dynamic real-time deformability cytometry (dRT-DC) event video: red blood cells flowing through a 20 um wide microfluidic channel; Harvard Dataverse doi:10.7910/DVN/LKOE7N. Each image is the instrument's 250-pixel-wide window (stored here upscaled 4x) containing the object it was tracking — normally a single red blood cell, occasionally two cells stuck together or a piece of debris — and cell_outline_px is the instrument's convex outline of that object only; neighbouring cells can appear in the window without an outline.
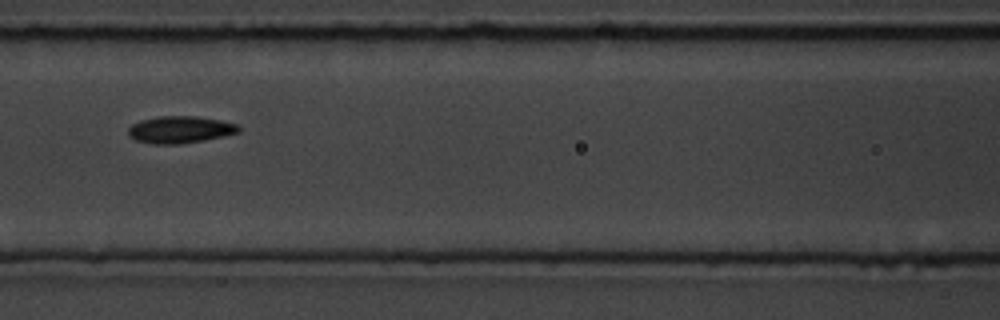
{"species": "common noctule bat (a hibernating species)", "species_latin": "Nyctalus noctula", "temperature_condition": "room temperature", "stored_images_in_passage": 9, "camera_frame_rate_fps": 3000, "um_per_image_px": 0.085, "animal": {"sex": "male", "body_mass_g": 19.5, "forearm_length_mm": 54.6}, "frame": {"image": 1, "passage_image": 8, "time_ms": 8.0, "image_size_px": [1000, 320], "cell_outline_px": [[240, 132], [224, 136], [204, 140], [180, 144], [152, 144], [136, 140], [128, 136], [128, 128], [132, 124], [140, 120], [160, 116], [196, 116], [220, 120], [236, 124], [240, 128]], "centroid_in_image_um": [15.29, 11.02], "position_along_channel_um": 151.3, "area_um2": 17.46}}
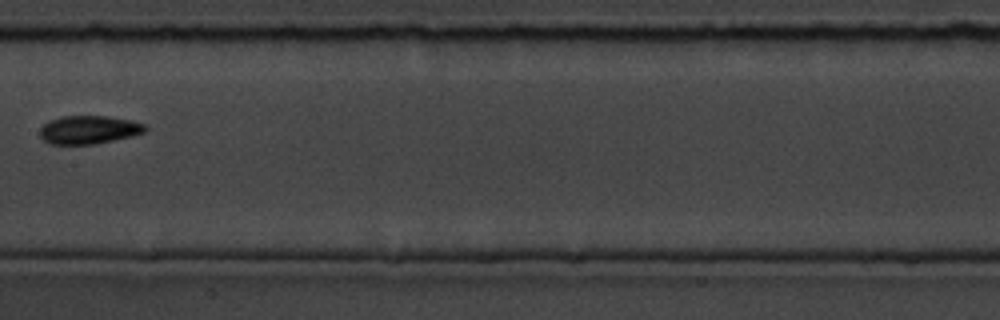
{"frame": {"image": 2, "passage_image": 9, "time_ms": 9.333, "image_size_px": [1000, 320], "cell_outline_px": [[148, 128], [144, 132], [132, 136], [96, 144], [52, 144], [44, 140], [40, 136], [40, 128], [48, 120], [60, 116], [108, 116], [132, 120], [144, 124]], "centroid_in_image_um": [7.55, 11.02], "position_along_channel_um": 199.8, "area_um2": 17.46}}